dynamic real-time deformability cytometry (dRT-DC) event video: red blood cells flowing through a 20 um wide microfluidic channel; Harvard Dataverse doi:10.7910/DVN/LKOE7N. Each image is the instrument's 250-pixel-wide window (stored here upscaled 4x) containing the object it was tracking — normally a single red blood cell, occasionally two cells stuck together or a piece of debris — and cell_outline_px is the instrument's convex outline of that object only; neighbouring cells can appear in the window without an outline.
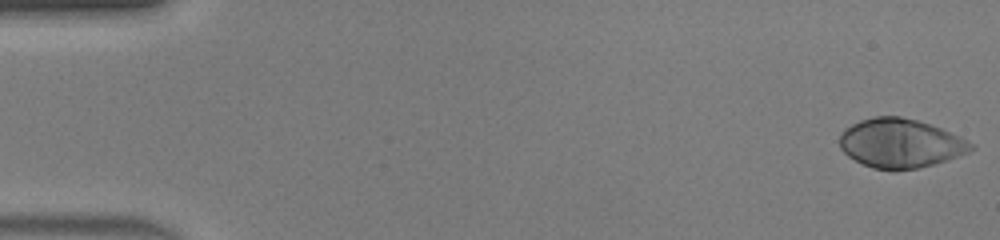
{"species": "human", "species_latin": "Homo sapiens", "temperature_condition": "warm", "stored_images_in_passage": 46, "camera_frame_rate_fps": 3000, "um_per_image_px": 0.085, "donor": {"sex": "male"}, "frame": {"image": 1, "passage_image": 1, "time_ms": 0.0, "image_size_px": [1000, 240], "cell_outline_px": [[976, 148], [968, 152], [932, 164], [916, 168], [896, 172], [892, 172], [872, 168], [848, 156], [840, 148], [840, 132], [844, 128], [860, 120], [872, 116], [900, 116], [916, 120], [940, 128], [960, 136], [976, 144]], "centroid_in_image_um": [76.51, 12.18], "position_along_channel_um": 8.5, "area_um2": 37.74}}
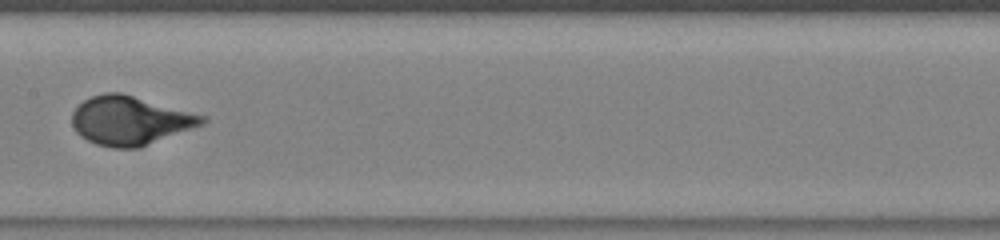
{"frame": {"image": 2, "passage_image": 24, "time_ms": 7.667, "image_size_px": [1000, 240], "cell_outline_px": [[208, 120], [204, 124], [140, 148], [112, 148], [96, 144], [80, 136], [76, 132], [72, 124], [72, 112], [84, 100], [92, 96], [104, 92], [120, 92], [208, 116]], "centroid_in_image_um": [11.08, 10.25], "position_along_channel_um": 196.3, "area_um2": 37.22}}
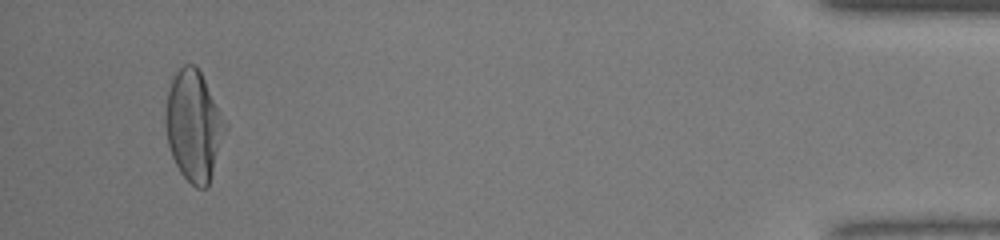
{"frame": {"image": 3, "passage_image": 44, "time_ms": 14.333, "image_size_px": [1000, 240], "cell_outline_px": [[228, 128], [208, 188], [196, 188], [180, 172], [172, 156], [168, 144], [164, 120], [168, 92], [172, 80], [176, 72], [184, 64], [196, 64], [228, 124]], "centroid_in_image_um": [16.49, 10.71], "position_along_channel_um": 418.7, "area_um2": 38.61}, "authors_computed_cell_mechanics": {"area_um2": 36.6452, "velocity_mm_per_s": 4.4543, "shape_relaxation_time_tau1_ms": 2.9115, "shape_relaxation_time_tau2_ms": null, "deformation_change_tau1": 0.2221, "deformation_change_tau2": null}}